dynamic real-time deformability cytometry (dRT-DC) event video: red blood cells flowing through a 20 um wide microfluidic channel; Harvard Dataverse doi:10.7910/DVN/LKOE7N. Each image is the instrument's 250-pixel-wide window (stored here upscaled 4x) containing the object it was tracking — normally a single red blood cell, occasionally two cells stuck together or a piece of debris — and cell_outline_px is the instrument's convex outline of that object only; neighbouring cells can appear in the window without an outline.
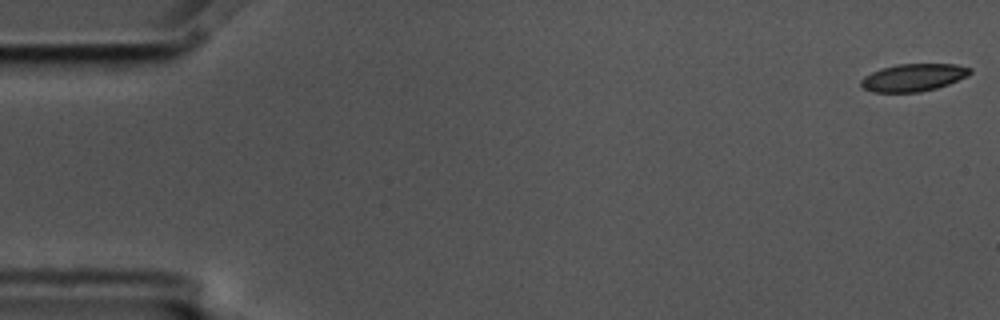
{"species": "common noctule bat (a hibernating species)", "species_latin": "Nyctalus noctula", "temperature_condition": "cold", "stored_images_in_passage": 5, "camera_frame_rate_fps": 3000, "um_per_image_px": 0.085, "animal": {"sex": "male", "body_mass_g": 17.5, "forearm_length_mm": 52.3}, "frame": {"image": 1, "passage_image": 1, "time_ms": 0.0, "image_size_px": [1000, 320], "cell_outline_px": [[972, 72], [968, 76], [948, 84], [936, 88], [920, 92], [872, 92], [864, 88], [860, 84], [860, 80], [864, 76], [880, 68], [896, 64], [956, 64], [972, 68]], "centroid_in_image_um": [77.64, 6.58], "position_along_channel_um": 7.4, "area_um2": 17.57}}